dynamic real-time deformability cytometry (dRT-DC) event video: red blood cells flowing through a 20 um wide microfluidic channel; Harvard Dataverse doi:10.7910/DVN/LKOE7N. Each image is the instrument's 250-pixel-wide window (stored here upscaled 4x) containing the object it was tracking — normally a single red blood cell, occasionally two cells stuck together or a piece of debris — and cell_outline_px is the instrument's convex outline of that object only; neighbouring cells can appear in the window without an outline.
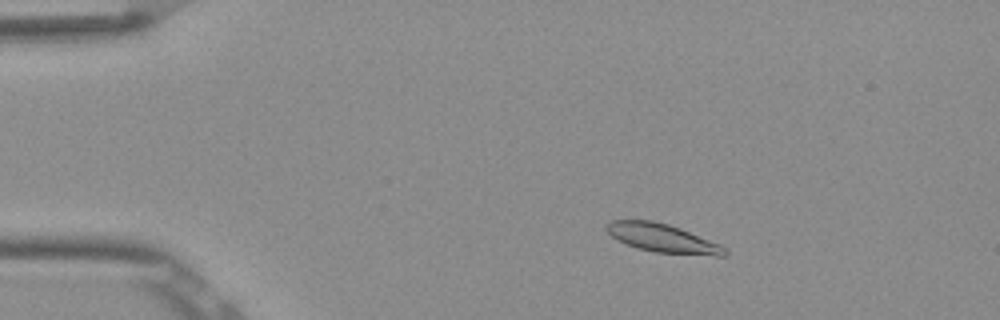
{"species": "Egyptian fruit bat (a non-hibernating species)", "species_latin": "Rousettus aegyptiacus", "temperature_condition": "room temperature", "stored_images_in_passage": 4, "camera_frame_rate_fps": 3000, "um_per_image_px": 0.085, "frame": {"image": 1, "passage_image": 3, "time_ms": 0.667, "image_size_px": [1000, 320], "cell_outline_px": [[728, 256], [716, 256], [656, 252], [636, 248], [616, 240], [604, 228], [612, 220], [652, 220], [668, 224], [680, 228], [720, 244], [728, 248]], "centroid_in_image_um": [56.35, 20.25], "position_along_channel_um": 28.7, "area_um2": 19.77}}